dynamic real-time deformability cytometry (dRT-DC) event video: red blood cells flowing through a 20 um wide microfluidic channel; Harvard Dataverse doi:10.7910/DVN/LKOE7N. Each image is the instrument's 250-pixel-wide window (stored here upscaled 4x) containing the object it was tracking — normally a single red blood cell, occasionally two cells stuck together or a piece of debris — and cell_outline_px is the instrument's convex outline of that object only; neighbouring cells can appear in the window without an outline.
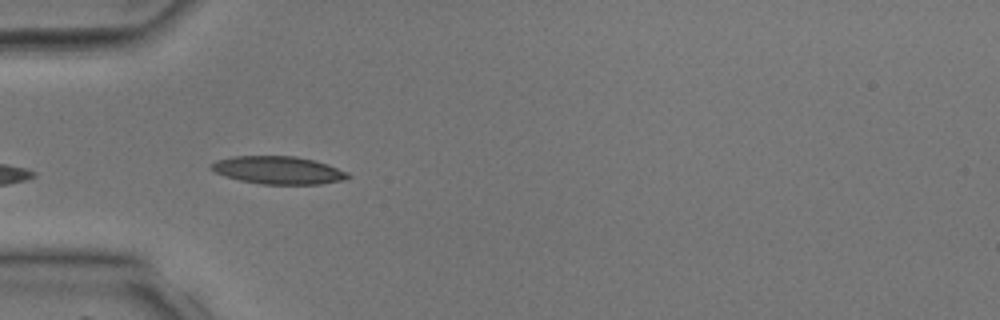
{"species": "common noctule bat (a hibernating species)", "species_latin": "Nyctalus noctula", "temperature_condition": "room temperature", "stored_images_in_passage": 27, "camera_frame_rate_fps": 3000, "um_per_image_px": 0.085, "animal": {"sex": "male", "body_mass_g": 17.9, "forearm_length_mm": 54.2}, "frame": {"image": 1, "passage_image": 1, "time_ms": 0.0, "image_size_px": [1000, 320], "cell_outline_px": [[352, 176], [344, 180], [320, 184], [260, 184], [240, 180], [224, 176], [208, 168], [216, 160], [236, 156], [296, 156], [328, 164], [348, 172]], "centroid_in_image_um": [23.67, 14.47], "position_along_channel_um": 61.3, "area_um2": 22.14}}
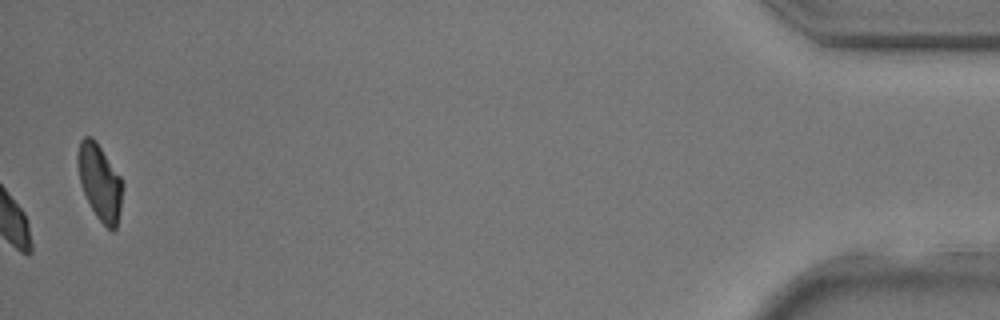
{"frame": {"image": 2, "passage_image": 27, "time_ms": 8.667, "image_size_px": [1000, 320], "cell_outline_px": [[124, 184], [120, 208], [116, 228], [112, 232], [96, 216], [84, 192], [80, 180], [76, 164], [76, 156], [80, 140], [84, 136], [92, 136], [96, 140], [120, 176]], "centroid_in_image_um": [8.47, 15.43], "position_along_channel_um": 426.7, "area_um2": 19.83}}